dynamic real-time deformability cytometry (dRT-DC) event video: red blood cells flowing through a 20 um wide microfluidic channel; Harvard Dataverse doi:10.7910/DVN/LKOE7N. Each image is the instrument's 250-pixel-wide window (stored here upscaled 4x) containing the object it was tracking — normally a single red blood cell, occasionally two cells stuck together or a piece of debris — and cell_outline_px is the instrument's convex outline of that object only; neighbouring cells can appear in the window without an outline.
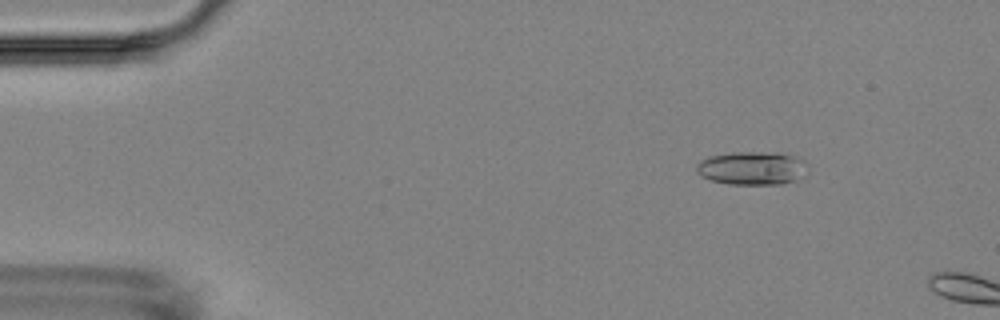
{"species": "Egyptian fruit bat (a non-hibernating species)", "species_latin": "Rousettus aegyptiacus", "temperature_condition": "room temperature", "stored_images_in_passage": 4, "camera_frame_rate_fps": 3000, "um_per_image_px": 0.085, "animal": {"sex": "female"}, "frame": {"image": 1, "passage_image": 3, "time_ms": 2.333, "image_size_px": [1000, 320], "cell_outline_px": [[808, 172], [804, 176], [796, 180], [780, 184], [728, 184], [712, 180], [700, 176], [696, 172], [696, 168], [700, 160], [712, 156], [732, 152], [776, 152], [792, 156], [804, 160], [808, 164]], "centroid_in_image_um": [63.96, 14.29], "position_along_channel_um": 21.0, "area_um2": 21.79}}